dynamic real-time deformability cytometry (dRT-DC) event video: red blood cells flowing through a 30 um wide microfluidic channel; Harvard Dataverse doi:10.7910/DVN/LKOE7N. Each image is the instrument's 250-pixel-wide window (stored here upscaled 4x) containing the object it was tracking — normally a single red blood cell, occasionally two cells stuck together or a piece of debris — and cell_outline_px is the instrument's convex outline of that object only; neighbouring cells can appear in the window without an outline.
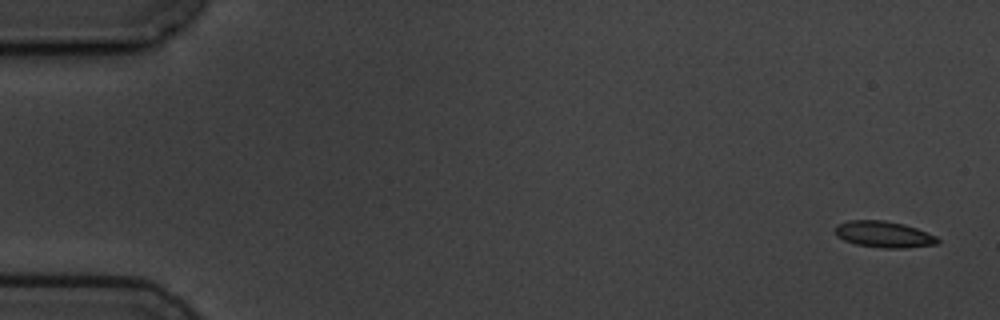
{"species": "common noctule bat (a hibernating species)", "species_latin": "Nyctalus noctula", "temperature_condition": "cold", "stored_images_in_passage": 5, "camera_frame_rate_fps": 3000, "um_per_image_px": 0.085, "animal": {"sex": "male", "body_mass_g": 19.5, "forearm_length_mm": 54.6}, "frame": {"image": 1, "passage_image": 1, "time_ms": 0.0, "image_size_px": [1000, 320], "cell_outline_px": [[940, 240], [936, 244], [904, 248], [884, 248], [856, 244], [844, 240], [836, 236], [836, 224], [848, 220], [884, 220], [904, 224], [916, 228], [936, 236]], "centroid_in_image_um": [75.11, 19.91], "position_along_channel_um": 9.9, "area_um2": 15.66}}
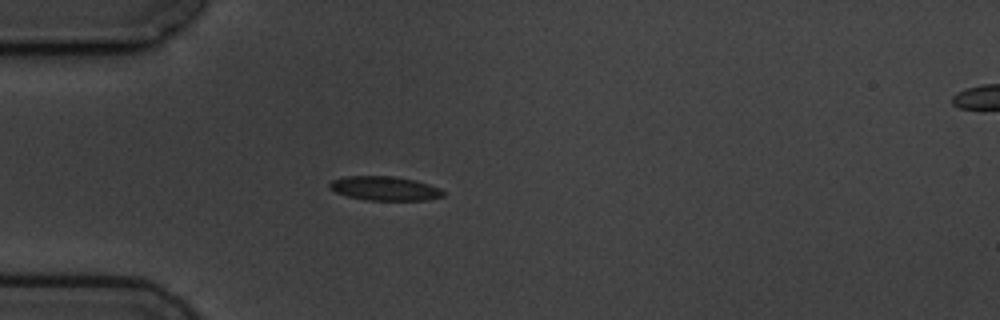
{"frame": {"image": 2, "passage_image": 4, "time_ms": 4.667, "image_size_px": [1000, 320], "cell_outline_px": [[444, 196], [428, 200], [368, 200], [348, 196], [336, 192], [328, 188], [328, 184], [332, 180], [344, 176], [392, 176], [412, 180], [428, 184], [440, 188], [444, 192]], "centroid_in_image_um": [32.68, 16.01], "position_along_channel_um": 52.3, "area_um2": 15.9}}